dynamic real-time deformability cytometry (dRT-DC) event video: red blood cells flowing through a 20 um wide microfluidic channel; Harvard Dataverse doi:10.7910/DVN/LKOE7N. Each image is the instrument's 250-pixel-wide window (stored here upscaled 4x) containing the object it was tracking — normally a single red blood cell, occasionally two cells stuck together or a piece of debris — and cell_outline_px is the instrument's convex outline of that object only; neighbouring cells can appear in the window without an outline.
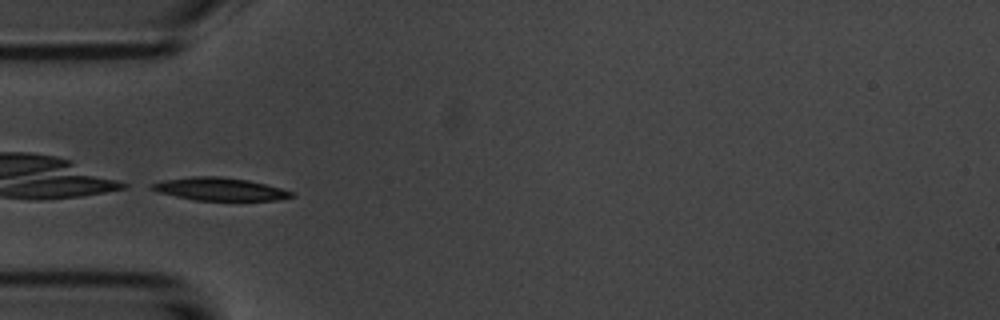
{"species": "common noctule bat (a hibernating species)", "species_latin": "Nyctalus noctula", "temperature_condition": "room temperature", "stored_images_in_passage": 13, "camera_frame_rate_fps": 3000, "um_per_image_px": 0.085, "animal": {"sex": "male", "body_mass_g": 20.1, "forearm_length_mm": 53.5}, "frame": {"image": 1, "passage_image": 4, "time_ms": 4.333, "image_size_px": [1000, 320], "cell_outline_px": [[296, 196], [276, 200], [192, 200], [160, 192], [148, 188], [148, 184], [164, 180], [192, 176], [216, 176], [248, 180], [296, 192]], "centroid_in_image_um": [18.67, 16.07], "position_along_channel_um": 66.3, "area_um2": 18.55}}
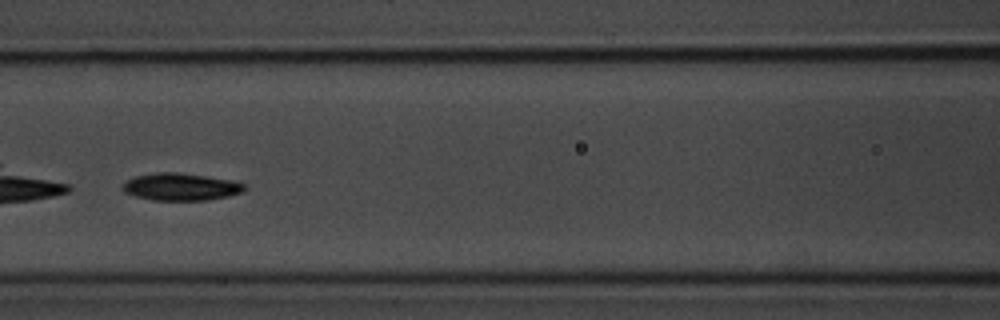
{"frame": {"image": 2, "passage_image": 6, "time_ms": 6.667, "image_size_px": [1000, 320], "cell_outline_px": [[248, 188], [244, 192], [228, 196], [208, 200], [152, 200], [136, 196], [124, 192], [120, 188], [128, 180], [136, 176], [156, 172], [176, 172], [232, 180], [244, 184]], "centroid_in_image_um": [15.39, 15.88], "position_along_channel_um": 151.2, "area_um2": 19.36}}
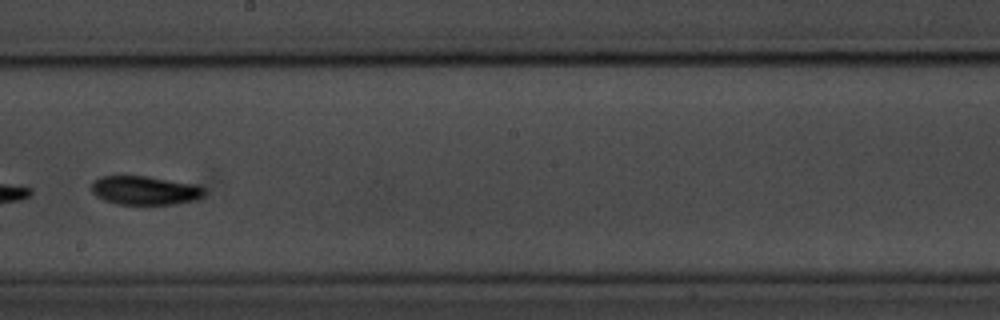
{"frame": {"image": 3, "passage_image": 8, "time_ms": 9.0, "image_size_px": [1000, 320], "cell_outline_px": [[204, 196], [196, 200], [176, 204], [116, 204], [104, 200], [96, 196], [92, 192], [92, 184], [100, 176], [148, 176], [200, 184], [204, 188]], "centroid_in_image_um": [12.38, 16.18], "position_along_channel_um": 235.8, "area_um2": 19.19}, "authors_computed_cell_mechanics": {"area_um2": 19.4786, "velocity_mm_per_s": 3.6429, "shape_relaxation_time_tau1_ms": 1.7926, "shape_relaxation_time_tau2_ms": 10.0641, "deformation_change_tau1": 0.074, "deformation_change_tau2": 0.1413}}